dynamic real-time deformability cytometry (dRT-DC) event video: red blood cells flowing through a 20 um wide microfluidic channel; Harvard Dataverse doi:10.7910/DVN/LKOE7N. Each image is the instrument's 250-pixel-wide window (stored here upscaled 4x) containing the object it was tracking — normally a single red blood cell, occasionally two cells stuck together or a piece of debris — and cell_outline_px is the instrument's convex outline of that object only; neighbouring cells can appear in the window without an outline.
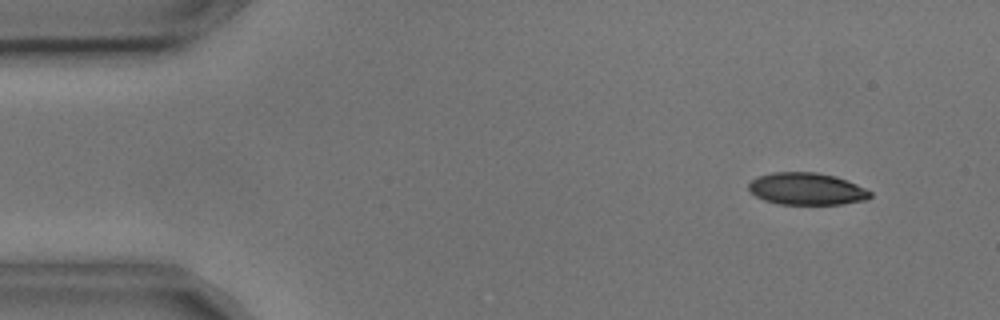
{"species": "common noctule bat (a hibernating species)", "species_latin": "Nyctalus noctula", "temperature_condition": "cold", "stored_images_in_passage": 54, "camera_frame_rate_fps": 3000, "um_per_image_px": 0.085, "animal": {"sex": "male", "body_mass_g": 17.9, "forearm_length_mm": 54.2}, "frame": {"image": 1, "passage_image": 5, "time_ms": 1.333, "image_size_px": [1000, 320], "cell_outline_px": [[872, 196], [864, 200], [840, 204], [776, 204], [764, 200], [756, 196], [748, 188], [748, 184], [752, 180], [760, 176], [772, 172], [816, 172], [836, 176], [856, 184], [872, 192]], "centroid_in_image_um": [68.56, 16.05], "position_along_channel_um": 16.4, "area_um2": 22.66}}
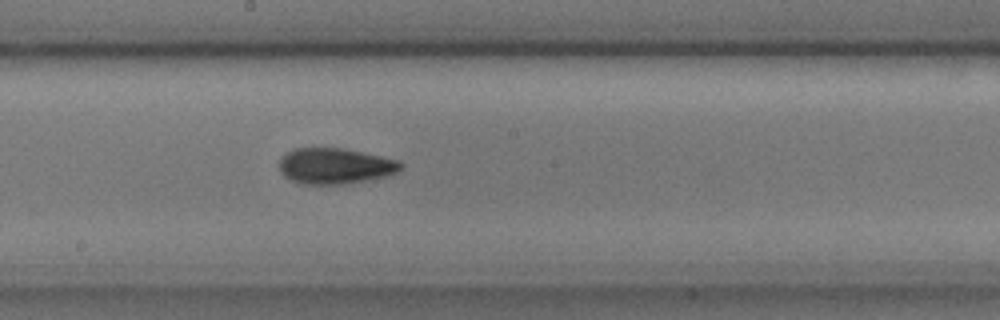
{"frame": {"image": 2, "passage_image": 29, "time_ms": 9.333, "image_size_px": [1000, 320], "cell_outline_px": [[404, 164], [396, 172], [384, 176], [348, 184], [300, 184], [284, 176], [280, 172], [280, 160], [292, 148], [344, 148], [400, 160]], "centroid_in_image_um": [28.48, 14.11], "position_along_channel_um": 219.7, "area_um2": 25.32}}
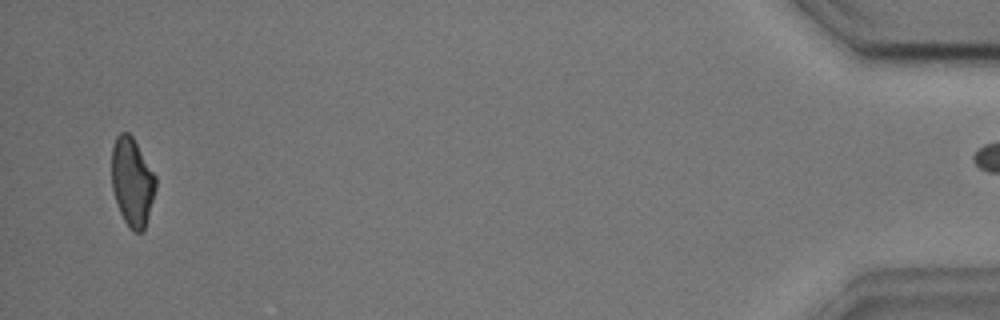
{"frame": {"image": 3, "passage_image": 53, "time_ms": 17.333, "image_size_px": [1000, 320], "cell_outline_px": [[156, 188], [144, 228], [140, 232], [136, 232], [128, 228], [120, 212], [112, 188], [112, 148], [116, 136], [120, 132], [128, 132], [132, 136], [156, 176]], "centroid_in_image_um": [11.22, 15.44], "position_along_channel_um": 424.0, "area_um2": 22.43}, "authors_computed_cell_mechanics": {"area_um2": 23.9003, "velocity_mm_per_s": 3.6363, "shape_relaxation_time_tau1_ms": 6.2705, "shape_relaxation_time_tau2_ms": 2.4123, "deformation_change_tau1": 0.1577, "deformation_change_tau2": 0.0838}}